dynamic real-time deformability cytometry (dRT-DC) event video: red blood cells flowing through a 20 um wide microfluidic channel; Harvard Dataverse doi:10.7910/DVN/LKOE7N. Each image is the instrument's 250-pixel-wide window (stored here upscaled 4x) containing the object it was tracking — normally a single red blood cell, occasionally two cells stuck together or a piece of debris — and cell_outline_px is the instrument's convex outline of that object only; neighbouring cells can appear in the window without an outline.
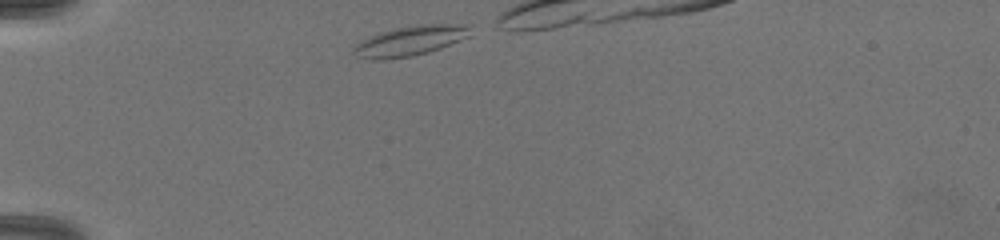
{"species": "common noctule bat (a hibernating species)", "species_latin": "Nyctalus noctula", "temperature_condition": "warm", "stored_images_in_passage": 12, "camera_frame_rate_fps": 3000, "um_per_image_px": 0.085, "animal": {"sex": "female", "body_mass_g": 19.5, "forearm_length_mm": 54.1}, "frame": {"image": 1, "passage_image": 1, "time_ms": 0.0, "image_size_px": [1000, 240], "cell_outline_px": [[472, 24], [468, 36], [460, 40], [440, 48], [428, 52], [412, 56], [384, 60], [372, 60], [356, 56], [352, 52], [352, 48], [360, 40], [368, 36], [392, 28], [424, 24]], "centroid_in_image_um": [34.81, 3.47], "position_along_channel_um": 50.2, "area_um2": 20.58}}
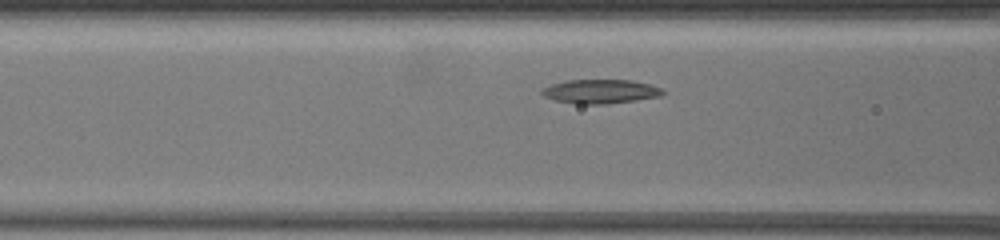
{"frame": {"image": 2, "passage_image": 7, "time_ms": 2.333, "image_size_px": [1000, 240], "cell_outline_px": [[664, 92], [660, 96], [608, 104], [576, 104], [556, 100], [544, 96], [540, 92], [544, 88], [552, 84], [568, 80], [632, 80], [652, 84], [660, 88]], "centroid_in_image_um": [51.05, 7.77], "position_along_channel_um": 115.6, "area_um2": 16.82}}
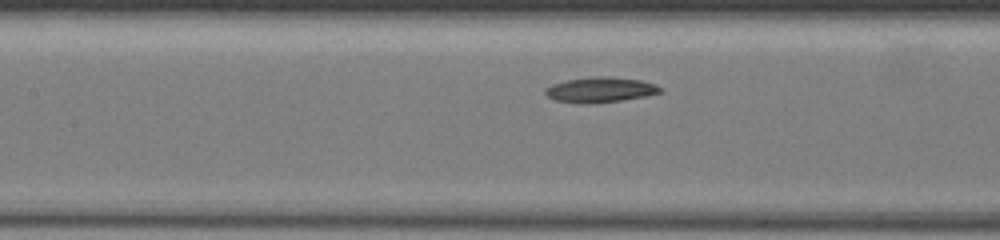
{"frame": {"image": 3, "passage_image": 10, "time_ms": 3.333, "image_size_px": [1000, 240], "cell_outline_px": [[660, 92], [644, 96], [620, 100], [556, 100], [548, 96], [544, 92], [544, 88], [552, 84], [568, 80], [592, 76], [612, 76], [640, 80], [656, 84], [660, 88]], "centroid_in_image_um": [51.05, 7.55], "position_along_channel_um": 156.3, "area_um2": 15.78}}